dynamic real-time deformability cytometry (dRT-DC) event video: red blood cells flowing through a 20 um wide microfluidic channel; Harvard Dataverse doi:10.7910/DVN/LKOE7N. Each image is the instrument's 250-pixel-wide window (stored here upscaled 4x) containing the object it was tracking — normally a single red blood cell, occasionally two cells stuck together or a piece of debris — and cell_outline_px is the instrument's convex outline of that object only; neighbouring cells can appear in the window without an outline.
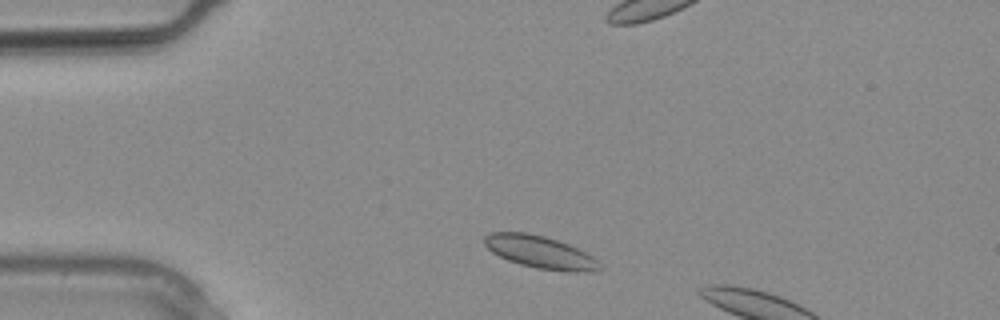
{"species": "common noctule bat (a hibernating species)", "species_latin": "Nyctalus noctula", "temperature_condition": "warm", "stored_images_in_passage": 4, "camera_frame_rate_fps": 3000, "um_per_image_px": 0.085, "animal": {"sex": "male", "body_mass_g": 20.4}, "frame": {"image": 1, "passage_image": 2, "time_ms": 0.333, "image_size_px": [1000, 320], "cell_outline_px": [[604, 268], [596, 272], [568, 272], [536, 268], [520, 264], [508, 260], [492, 252], [484, 244], [484, 236], [492, 232], [528, 232], [544, 236], [568, 244], [592, 256]], "centroid_in_image_um": [45.93, 21.44], "position_along_channel_um": 39.1, "area_um2": 21.85}}